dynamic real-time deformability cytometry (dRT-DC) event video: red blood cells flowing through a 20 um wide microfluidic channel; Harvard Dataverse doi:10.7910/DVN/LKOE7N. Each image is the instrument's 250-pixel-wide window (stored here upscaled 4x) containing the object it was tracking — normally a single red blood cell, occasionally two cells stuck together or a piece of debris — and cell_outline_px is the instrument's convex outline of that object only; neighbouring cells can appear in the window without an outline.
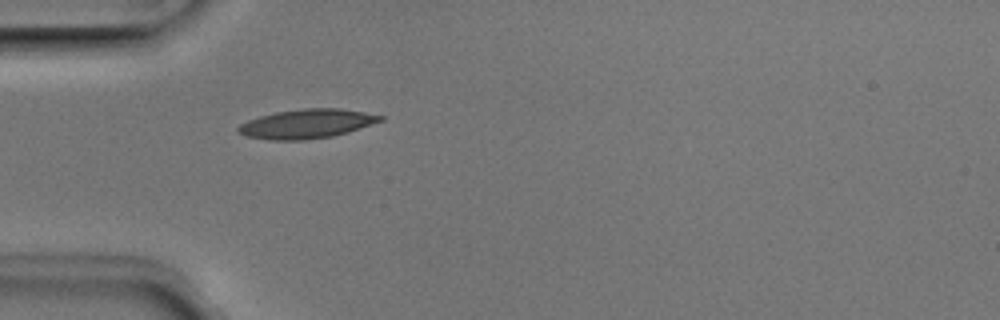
{"species": "Egyptian fruit bat (a non-hibernating species)", "species_latin": "Rousettus aegyptiacus", "temperature_condition": "room temperature", "stored_images_in_passage": 1, "camera_frame_rate_fps": 3000, "um_per_image_px": 0.085, "animal": {"sex": "male"}, "frame": {"image": 1, "passage_image": 1, "time_ms": 0.0, "image_size_px": [1000, 320], "cell_outline_px": [[384, 120], [348, 132], [332, 136], [304, 140], [272, 140], [244, 136], [236, 132], [236, 128], [240, 124], [248, 120], [260, 116], [276, 112], [304, 108], [340, 108], [364, 112], [384, 116]], "centroid_in_image_um": [26.05, 10.52], "position_along_channel_um": 58.9, "area_um2": 24.22}}